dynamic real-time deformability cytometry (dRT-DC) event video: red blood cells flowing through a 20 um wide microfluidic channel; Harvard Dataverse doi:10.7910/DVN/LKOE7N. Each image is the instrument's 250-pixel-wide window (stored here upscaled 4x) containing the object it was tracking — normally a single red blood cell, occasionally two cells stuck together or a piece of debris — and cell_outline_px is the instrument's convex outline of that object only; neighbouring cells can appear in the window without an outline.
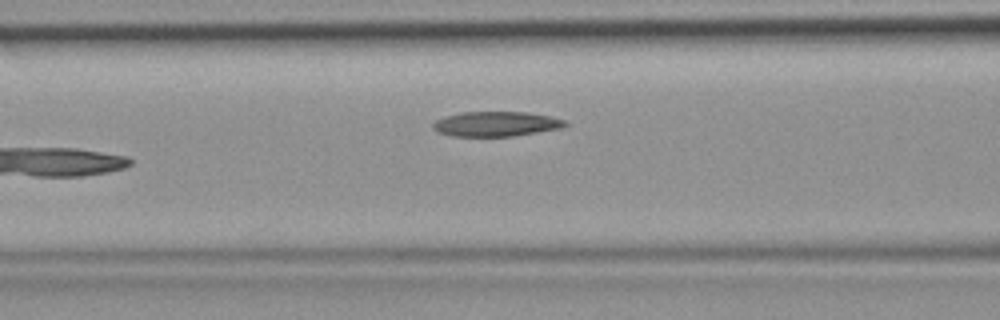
{"species": "common noctule bat (a hibernating species)", "species_latin": "Nyctalus noctula", "temperature_condition": "room temperature", "stored_images_in_passage": 6, "camera_frame_rate_fps": 3000, "um_per_image_px": 0.085, "animal": {"sex": "female", "body_mass_g": 19.9}, "frame": {"image": 1, "passage_image": 6, "time_ms": 1.667, "image_size_px": [1000, 320], "cell_outline_px": [[568, 124], [560, 128], [512, 136], [452, 136], [436, 132], [432, 128], [432, 124], [436, 120], [444, 116], [460, 112], [528, 112], [548, 116], [564, 120]], "centroid_in_image_um": [42.09, 10.53], "position_along_channel_um": 124.5, "area_um2": 19.07}}